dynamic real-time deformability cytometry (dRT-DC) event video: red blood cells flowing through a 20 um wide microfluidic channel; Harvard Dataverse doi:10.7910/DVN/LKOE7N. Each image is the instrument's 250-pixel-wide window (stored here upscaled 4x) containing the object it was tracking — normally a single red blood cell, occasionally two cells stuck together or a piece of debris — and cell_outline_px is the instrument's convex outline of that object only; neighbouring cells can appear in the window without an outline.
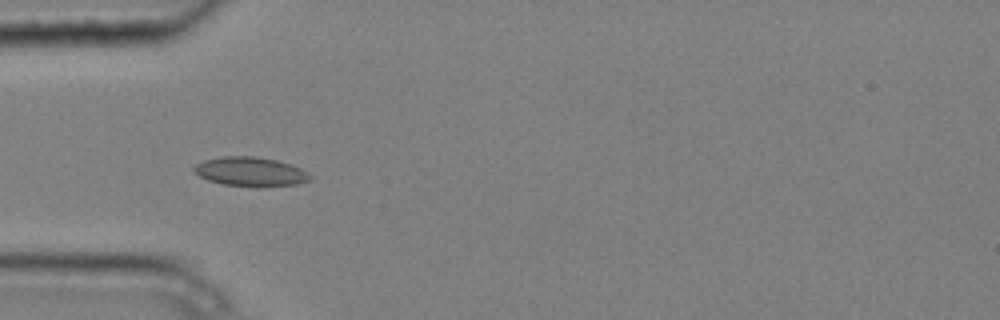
{"species": "common noctule bat (a hibernating species)", "species_latin": "Nyctalus noctula", "temperature_condition": "cold", "stored_images_in_passage": 6, "camera_frame_rate_fps": 3000, "um_per_image_px": 0.085, "animal": {"sex": "male", "body_mass_g": 20.4}, "frame": {"image": 1, "passage_image": 5, "time_ms": 1.333, "image_size_px": [1000, 320], "cell_outline_px": [[312, 180], [296, 184], [264, 188], [256, 188], [220, 184], [208, 180], [192, 172], [192, 168], [196, 164], [204, 160], [220, 156], [256, 156], [276, 160], [300, 168], [308, 172], [312, 176]], "centroid_in_image_um": [21.28, 14.61], "position_along_channel_um": 63.7, "area_um2": 20.29}}
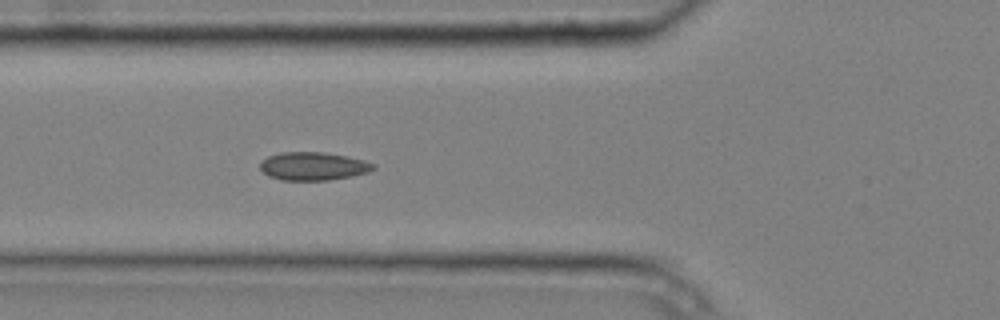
{"frame": {"image": 2, "passage_image": 6, "time_ms": 1.667, "image_size_px": [1000, 320], "cell_outline_px": [[376, 168], [368, 172], [352, 176], [328, 180], [280, 180], [268, 176], [260, 168], [260, 160], [268, 156], [280, 152], [324, 152], [348, 156], [364, 160], [376, 164]], "centroid_in_image_um": [26.62, 14.12], "position_along_channel_um": 99.2, "area_um2": 18.79}}